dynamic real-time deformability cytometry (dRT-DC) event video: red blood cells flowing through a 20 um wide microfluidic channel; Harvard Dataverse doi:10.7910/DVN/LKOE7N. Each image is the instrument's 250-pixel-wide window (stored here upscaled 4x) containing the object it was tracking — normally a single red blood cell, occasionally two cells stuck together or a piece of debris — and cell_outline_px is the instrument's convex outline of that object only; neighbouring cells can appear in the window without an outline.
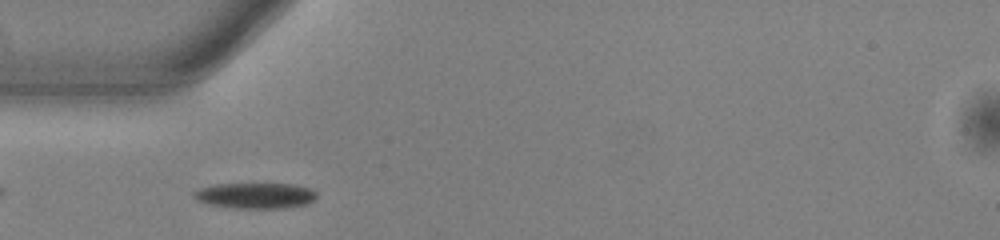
{"species": "common noctule bat (a hibernating species)", "species_latin": "Nyctalus noctula", "temperature_condition": "warm", "stored_images_in_passage": 36, "camera_frame_rate_fps": 3000, "um_per_image_px": 0.085, "animal": {"sex": "male", "body_mass_g": 13.0, "forearm_length_mm": 53.1}, "frame": {"image": 1, "passage_image": 3, "time_ms": 0.667, "image_size_px": [1000, 240], "cell_outline_px": [[316, 196], [308, 204], [284, 208], [236, 208], [208, 204], [196, 200], [192, 196], [192, 192], [200, 188], [220, 184], [292, 184], [312, 188], [316, 192]], "centroid_in_image_um": [21.71, 16.63], "position_along_channel_um": 63.3, "area_um2": 18.38}}
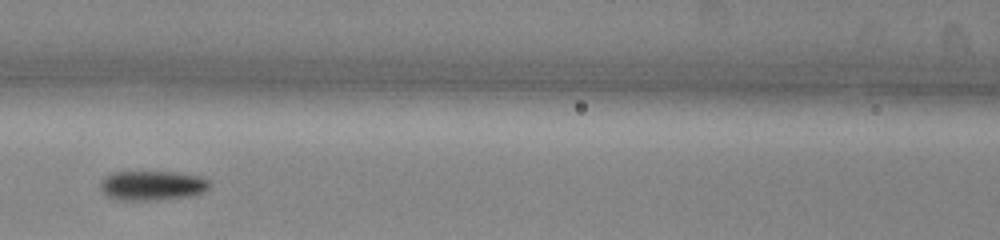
{"frame": {"image": 2, "passage_image": 10, "time_ms": 3.0, "image_size_px": [1000, 240], "cell_outline_px": [[212, 184], [208, 188], [200, 192], [188, 196], [156, 200], [120, 200], [108, 196], [100, 188], [100, 184], [104, 176], [112, 172], [176, 172], [200, 176], [208, 180]], "centroid_in_image_um": [12.92, 15.76], "position_along_channel_um": 153.7, "area_um2": 18.73}}
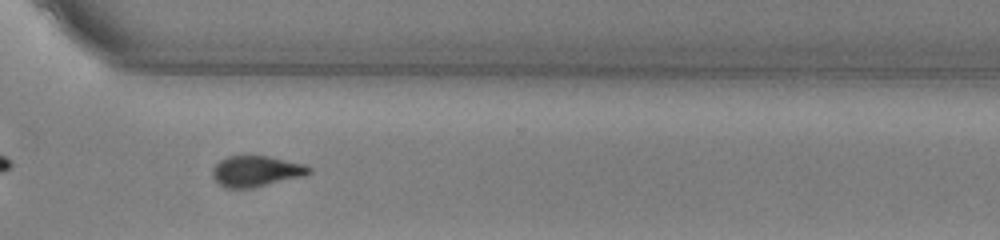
{"frame": {"image": 3, "passage_image": 25, "time_ms": 8.0, "image_size_px": [1000, 240], "cell_outline_px": [[312, 172], [304, 176], [252, 188], [228, 188], [220, 184], [212, 176], [212, 168], [220, 160], [228, 156], [268, 156], [304, 164], [312, 168]], "centroid_in_image_um": [21.78, 14.55], "position_along_channel_um": 348.8, "area_um2": 17.28}, "authors_computed_cell_mechanics": {"area_um2": 18.0625, "velocity_mm_per_s": 3.9131, "shape_relaxation_time_tau1_ms": 3.1728, "shape_relaxation_time_tau2_ms": null, "deformation_change_tau1": 0.1475, "deformation_change_tau2": null}}